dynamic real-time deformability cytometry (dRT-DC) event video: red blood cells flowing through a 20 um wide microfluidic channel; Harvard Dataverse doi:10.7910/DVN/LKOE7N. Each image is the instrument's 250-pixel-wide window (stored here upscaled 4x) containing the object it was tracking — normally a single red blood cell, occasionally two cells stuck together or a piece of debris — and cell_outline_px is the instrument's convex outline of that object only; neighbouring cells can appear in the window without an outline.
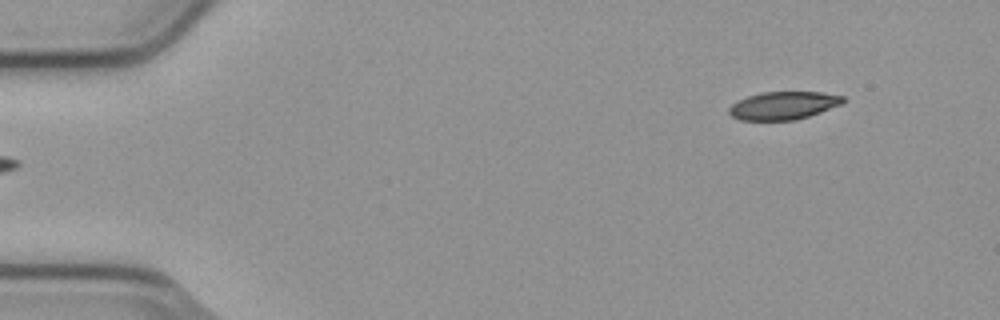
{"species": "common noctule bat (a hibernating species)", "species_latin": "Nyctalus noctula", "temperature_condition": "cold", "stored_images_in_passage": 4, "camera_frame_rate_fps": 3000, "um_per_image_px": 0.085, "animal": {"sex": "male", "body_mass_g": 23.1, "forearm_length_mm": 52.7}, "frame": {"image": 1, "passage_image": 4, "time_ms": 1.0, "image_size_px": [1000, 320], "cell_outline_px": [[844, 100], [840, 104], [820, 112], [796, 120], [740, 120], [732, 116], [728, 112], [728, 108], [732, 104], [748, 96], [760, 92], [820, 92], [844, 96]], "centroid_in_image_um": [66.56, 8.97], "position_along_channel_um": 18.4, "area_um2": 18.38}}